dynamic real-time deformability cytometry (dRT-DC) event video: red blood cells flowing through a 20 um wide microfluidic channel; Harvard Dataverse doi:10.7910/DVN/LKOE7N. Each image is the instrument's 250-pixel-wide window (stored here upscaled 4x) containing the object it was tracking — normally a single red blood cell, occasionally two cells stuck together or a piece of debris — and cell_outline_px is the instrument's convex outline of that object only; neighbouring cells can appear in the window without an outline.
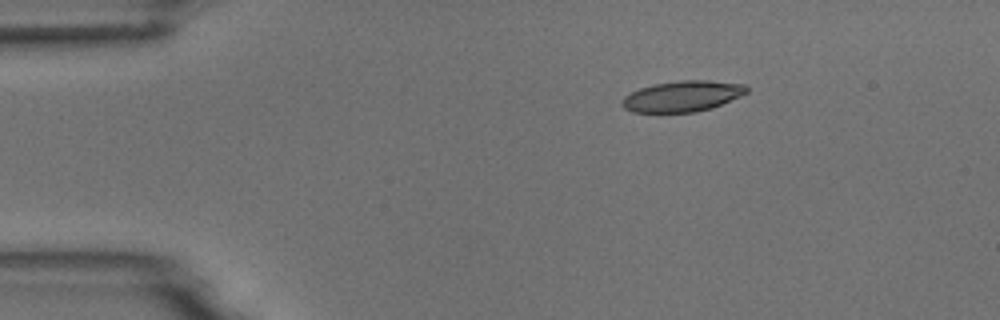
{"species": "common noctule bat (a hibernating species)", "species_latin": "Nyctalus noctula", "temperature_condition": "room temperature", "stored_images_in_passage": 5, "camera_frame_rate_fps": 3000, "um_per_image_px": 0.085, "animal": {"sex": "male", "body_mass_g": 18.8}, "frame": {"image": 1, "passage_image": 5, "time_ms": 5.333, "image_size_px": [1000, 320], "cell_outline_px": [[748, 92], [740, 96], [712, 108], [696, 112], [632, 112], [624, 108], [620, 104], [620, 100], [624, 96], [640, 88], [652, 84], [680, 80], [708, 80], [744, 84], [748, 88]], "centroid_in_image_um": [57.98, 8.18], "position_along_channel_um": 27.0, "area_um2": 22.48}}